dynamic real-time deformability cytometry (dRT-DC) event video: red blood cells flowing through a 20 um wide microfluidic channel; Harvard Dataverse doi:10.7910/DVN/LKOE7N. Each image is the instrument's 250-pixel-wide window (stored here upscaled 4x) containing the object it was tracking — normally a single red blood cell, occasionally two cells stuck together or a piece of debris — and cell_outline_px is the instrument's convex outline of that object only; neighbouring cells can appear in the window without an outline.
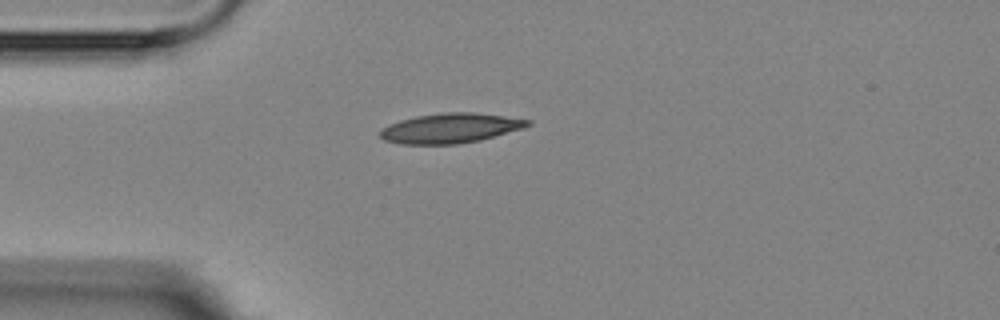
{"species": "Egyptian fruit bat (a non-hibernating species)", "species_latin": "Rousettus aegyptiacus", "temperature_condition": "room temperature", "stored_images_in_passage": 4, "camera_frame_rate_fps": 3000, "um_per_image_px": 0.085, "animal": {"sex": "female"}, "frame": {"image": 1, "passage_image": 1, "time_ms": 0.0, "image_size_px": [1000, 320], "cell_outline_px": [[532, 124], [524, 128], [480, 140], [456, 144], [400, 144], [384, 140], [380, 136], [380, 128], [388, 124], [400, 120], [416, 116], [444, 112], [476, 112], [532, 120]], "centroid_in_image_um": [38.28, 10.89], "position_along_channel_um": 46.7, "area_um2": 25.78}}
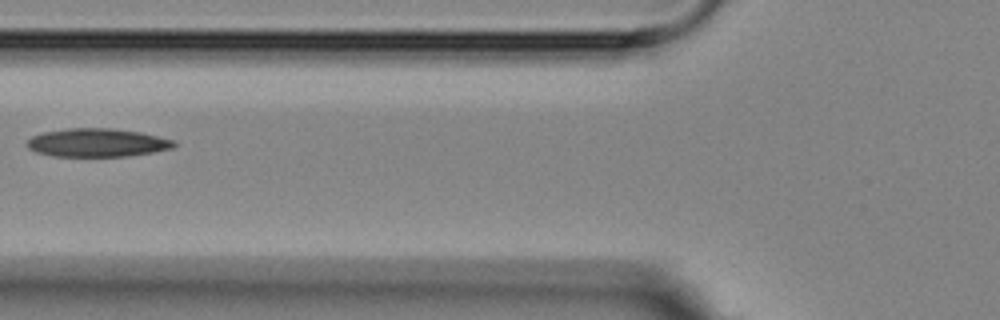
{"frame": {"image": 2, "passage_image": 3, "time_ms": 2.333, "image_size_px": [1000, 320], "cell_outline_px": [[176, 144], [172, 148], [152, 152], [128, 156], [52, 156], [36, 152], [28, 148], [28, 140], [32, 136], [44, 132], [68, 128], [112, 128], [140, 132], [176, 140]], "centroid_in_image_um": [8.28, 12.12], "position_along_channel_um": 117.5, "area_um2": 24.22}}
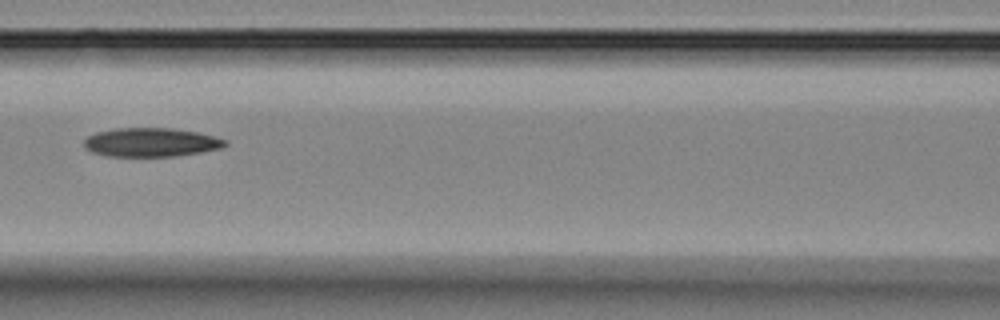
{"frame": {"image": 3, "passage_image": 4, "time_ms": 3.333, "image_size_px": [1000, 320], "cell_outline_px": [[228, 144], [224, 148], [176, 156], [108, 156], [92, 152], [84, 148], [84, 140], [88, 136], [96, 132], [116, 128], [172, 128], [200, 132], [228, 140]], "centroid_in_image_um": [12.87, 12.09], "position_along_channel_um": 153.7, "area_um2": 23.93}}